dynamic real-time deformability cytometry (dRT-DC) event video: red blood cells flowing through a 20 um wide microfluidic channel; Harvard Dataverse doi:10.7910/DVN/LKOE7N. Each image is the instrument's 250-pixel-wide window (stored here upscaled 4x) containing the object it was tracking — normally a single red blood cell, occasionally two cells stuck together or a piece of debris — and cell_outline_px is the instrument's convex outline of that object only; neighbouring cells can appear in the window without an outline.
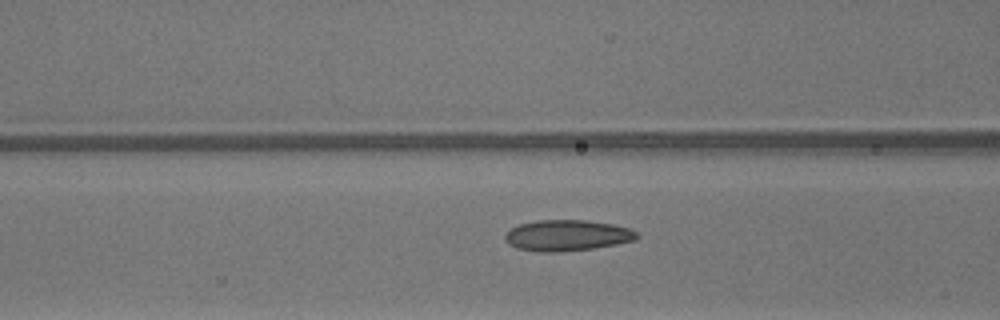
{"species": "common noctule bat (a hibernating species)", "species_latin": "Nyctalus noctula", "temperature_condition": "warm", "stored_images_in_passage": 50, "camera_frame_rate_fps": 3000, "um_per_image_px": 0.085, "animal": {"sex": "male", "body_mass_g": 13.3}, "frame": {"image": 1, "passage_image": 21, "time_ms": 6.667, "image_size_px": [1000, 320], "cell_outline_px": [[640, 236], [636, 240], [616, 244], [592, 248], [556, 252], [540, 252], [516, 248], [508, 244], [504, 240], [504, 236], [512, 228], [520, 224], [536, 220], [588, 220], [612, 224], [632, 228], [640, 232]], "centroid_in_image_um": [48.25, 20.0], "position_along_channel_um": 118.4, "area_um2": 23.99}}
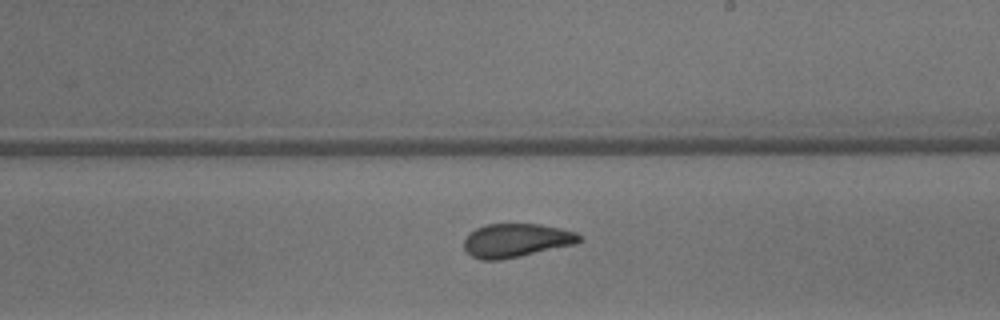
{"frame": {"image": 2, "passage_image": 30, "time_ms": 9.667, "image_size_px": [1000, 320], "cell_outline_px": [[580, 240], [576, 244], [520, 256], [500, 260], [480, 260], [472, 256], [464, 248], [464, 240], [476, 228], [488, 224], [540, 224], [560, 228], [576, 232], [580, 236]], "centroid_in_image_um": [43.88, 20.44], "position_along_channel_um": 245.1, "area_um2": 22.43}}
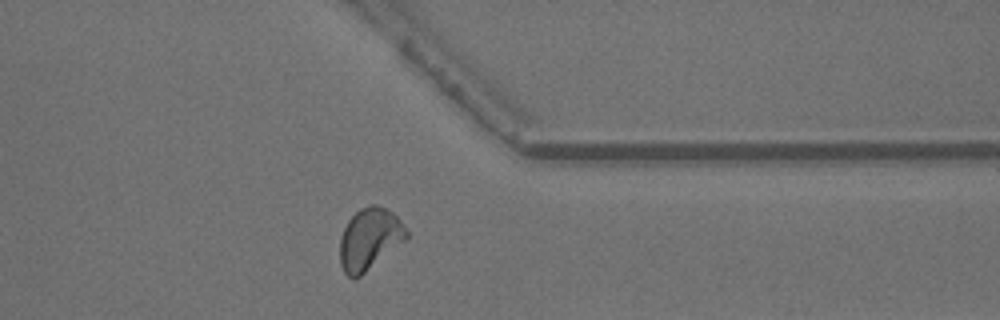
{"frame": {"image": 3, "passage_image": 40, "time_ms": 13.0, "image_size_px": [1000, 320], "cell_outline_px": [[408, 236], [404, 240], [356, 280], [352, 280], [344, 272], [340, 264], [340, 236], [348, 220], [360, 208], [368, 204], [376, 204], [388, 208], [400, 220], [408, 232]], "centroid_in_image_um": [31.38, 20.3], "position_along_channel_um": 380.0, "area_um2": 23.93}, "authors_computed_cell_mechanics": {"area_um2": 23.4379, "velocity_mm_per_s": 4.2323, "shape_relaxation_time_tau1_ms": 5.3983, "shape_relaxation_time_tau2_ms": 1.2149, "deformation_change_tau1": 0.1608, "deformation_change_tau2": 0.0834}}